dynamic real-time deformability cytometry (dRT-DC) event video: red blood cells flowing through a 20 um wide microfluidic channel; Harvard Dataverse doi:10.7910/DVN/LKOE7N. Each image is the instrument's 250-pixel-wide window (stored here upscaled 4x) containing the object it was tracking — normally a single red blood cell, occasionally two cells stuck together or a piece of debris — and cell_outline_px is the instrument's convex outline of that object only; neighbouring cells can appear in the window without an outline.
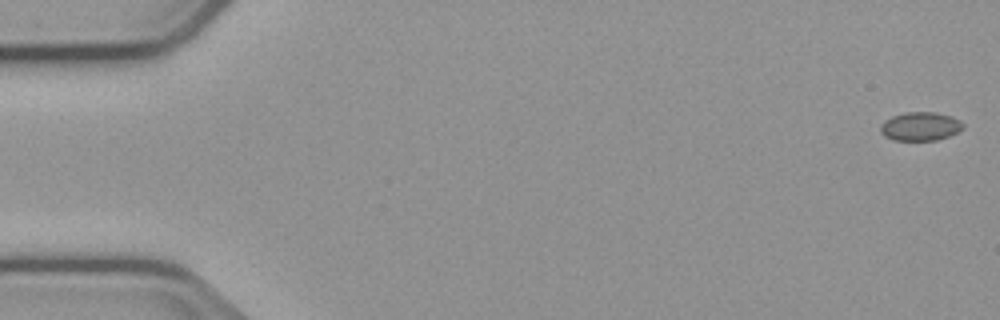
{"species": "common noctule bat (a hibernating species)", "species_latin": "Nyctalus noctula", "temperature_condition": "cold", "stored_images_in_passage": 8, "camera_frame_rate_fps": 3000, "um_per_image_px": 0.085, "animal": {"sex": "male", "body_mass_g": 23.1, "forearm_length_mm": 52.7}, "frame": {"image": 1, "passage_image": 1, "time_ms": 0.0, "image_size_px": [1000, 320], "cell_outline_px": [[964, 128], [948, 136], [936, 140], [896, 140], [884, 136], [880, 132], [880, 124], [884, 120], [892, 116], [904, 112], [936, 112], [952, 116], [960, 120], [964, 124]], "centroid_in_image_um": [78.22, 10.73], "position_along_channel_um": 6.8, "area_um2": 13.87}}